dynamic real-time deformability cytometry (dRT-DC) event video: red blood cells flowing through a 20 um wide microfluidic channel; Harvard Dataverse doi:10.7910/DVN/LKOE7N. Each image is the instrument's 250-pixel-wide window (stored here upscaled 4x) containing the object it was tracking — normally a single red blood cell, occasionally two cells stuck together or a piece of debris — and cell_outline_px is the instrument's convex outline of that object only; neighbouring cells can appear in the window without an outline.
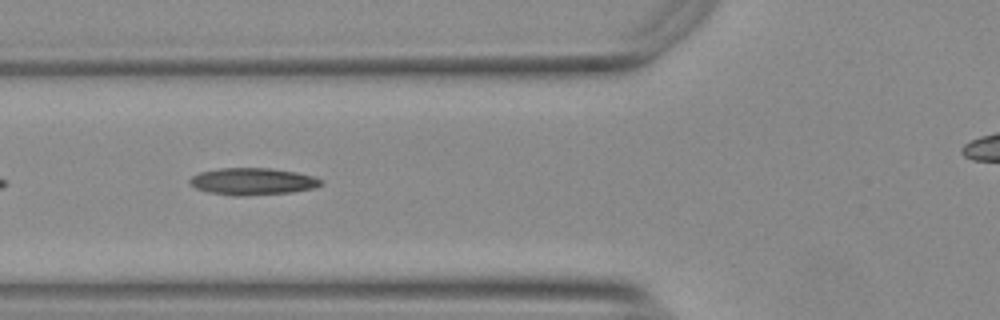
{"species": "Egyptian fruit bat (a non-hibernating species)", "species_latin": "Rousettus aegyptiacus", "temperature_condition": "warm", "stored_images_in_passage": 8, "camera_frame_rate_fps": 3000, "um_per_image_px": 0.085, "animal": {"sex": "female"}, "frame": {"image": 1, "passage_image": 6, "time_ms": 1.667, "image_size_px": [1000, 320], "cell_outline_px": [[324, 184], [312, 188], [292, 192], [244, 196], [236, 196], [208, 192], [196, 188], [188, 184], [188, 180], [192, 176], [200, 172], [220, 168], [272, 168], [296, 172], [312, 176], [320, 180]], "centroid_in_image_um": [21.43, 15.42], "position_along_channel_um": 104.4, "area_um2": 20.63}}